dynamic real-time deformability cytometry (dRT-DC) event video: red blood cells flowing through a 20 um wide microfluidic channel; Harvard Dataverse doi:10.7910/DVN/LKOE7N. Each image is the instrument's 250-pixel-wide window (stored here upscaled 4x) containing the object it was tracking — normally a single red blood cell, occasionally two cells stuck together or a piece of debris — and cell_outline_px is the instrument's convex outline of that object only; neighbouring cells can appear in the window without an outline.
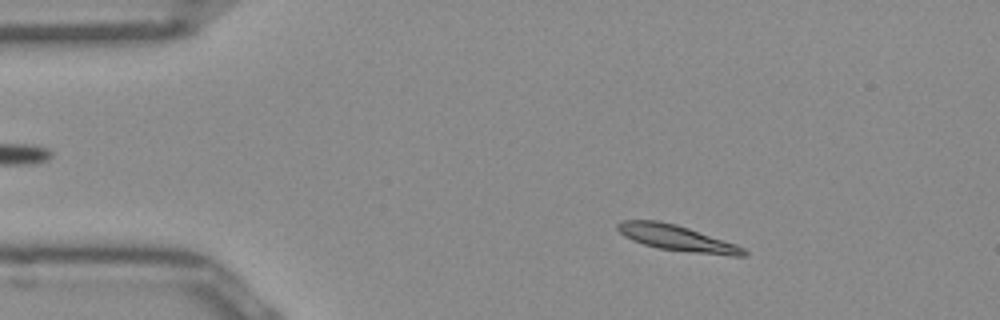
{"species": "Egyptian fruit bat (a non-hibernating species)", "species_latin": "Rousettus aegyptiacus", "temperature_condition": "room temperature", "stored_images_in_passage": 51, "camera_frame_rate_fps": 3000, "um_per_image_px": 0.085, "frame": {"image": 1, "passage_image": 8, "time_ms": 2.333, "image_size_px": [1000, 320], "cell_outline_px": [[748, 252], [744, 256], [728, 256], [692, 252], [660, 248], [644, 244], [632, 240], [624, 236], [616, 228], [616, 224], [624, 220], [656, 220], [676, 224], [736, 244], [744, 248]], "centroid_in_image_um": [57.55, 20.23], "position_along_channel_um": 27.5, "area_um2": 18.73}}
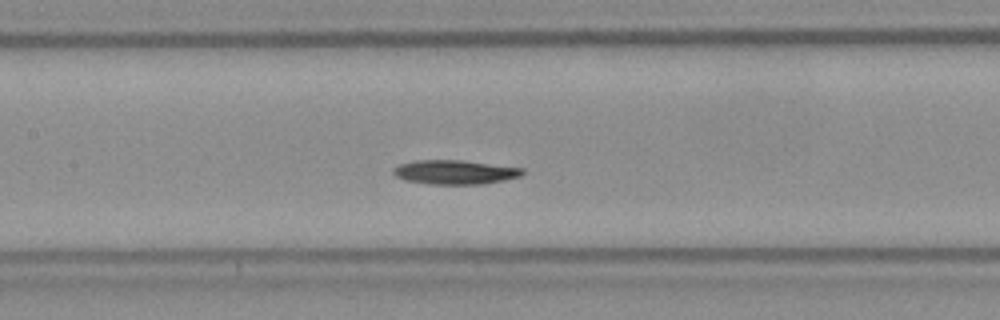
{"frame": {"image": 2, "passage_image": 23, "time_ms": 7.333, "image_size_px": [1000, 320], "cell_outline_px": [[524, 172], [520, 176], [504, 180], [480, 184], [428, 184], [404, 180], [396, 176], [392, 172], [392, 168], [400, 164], [416, 160], [460, 160], [524, 168]], "centroid_in_image_um": [38.63, 14.63], "position_along_channel_um": 168.8, "area_um2": 18.15}}
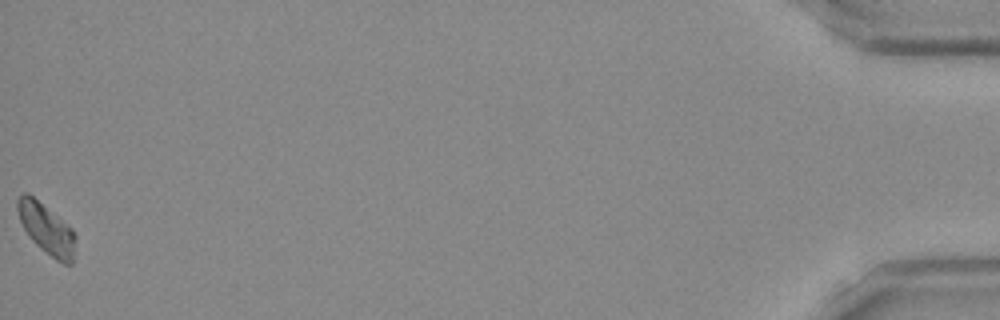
{"frame": {"image": 3, "passage_image": 51, "time_ms": 16.667, "image_size_px": [1000, 320], "cell_outline_px": [[76, 236], [72, 264], [64, 264], [56, 260], [40, 248], [28, 236], [20, 220], [16, 208], [16, 200], [24, 192], [28, 192], [72, 228]], "centroid_in_image_um": [3.94, 19.45], "position_along_channel_um": 431.3, "area_um2": 16.99}, "authors_computed_cell_mechanics": {"area_um2": 17.629, "velocity_mm_per_s": 3.9359, "shape_relaxation_time_tau1_ms": 9.2706, "shape_relaxation_time_tau2_ms": null, "deformation_change_tau1": 0.1846, "deformation_change_tau2": null}}